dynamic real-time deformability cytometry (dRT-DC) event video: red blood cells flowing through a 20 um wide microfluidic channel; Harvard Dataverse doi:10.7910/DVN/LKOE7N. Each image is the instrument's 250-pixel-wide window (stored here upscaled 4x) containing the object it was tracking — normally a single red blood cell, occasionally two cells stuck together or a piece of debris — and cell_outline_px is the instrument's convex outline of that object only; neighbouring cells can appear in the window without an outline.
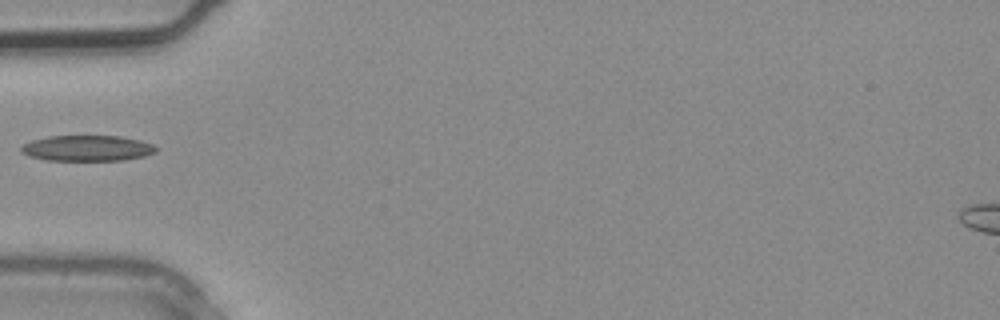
{"species": "common noctule bat (a hibernating species)", "species_latin": "Nyctalus noctula", "temperature_condition": "warm", "stored_images_in_passage": 1, "camera_frame_rate_fps": 3000, "um_per_image_px": 0.085, "animal": {"sex": "male", "body_mass_g": 20.4}, "frame": {"image": 1, "passage_image": 1, "time_ms": 0.0, "image_size_px": [1000, 320], "cell_outline_px": [[160, 148], [156, 152], [144, 156], [124, 160], [48, 160], [28, 156], [20, 152], [20, 148], [24, 144], [32, 140], [48, 136], [120, 136], [140, 140], [152, 144]], "centroid_in_image_um": [7.43, 12.59], "position_along_channel_um": 77.6, "area_um2": 20.29}}